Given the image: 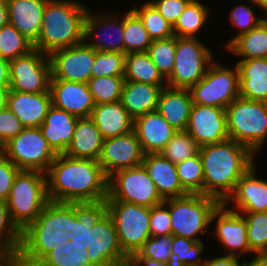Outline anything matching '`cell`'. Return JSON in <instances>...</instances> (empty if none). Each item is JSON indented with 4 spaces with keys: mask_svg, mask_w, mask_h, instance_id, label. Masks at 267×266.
Returning a JSON list of instances; mask_svg holds the SVG:
<instances>
[{
    "mask_svg": "<svg viewBox=\"0 0 267 266\" xmlns=\"http://www.w3.org/2000/svg\"><path fill=\"white\" fill-rule=\"evenodd\" d=\"M49 201L59 203L106 200L108 177L98 160L57 154L46 172Z\"/></svg>",
    "mask_w": 267,
    "mask_h": 266,
    "instance_id": "1",
    "label": "cell"
},
{
    "mask_svg": "<svg viewBox=\"0 0 267 266\" xmlns=\"http://www.w3.org/2000/svg\"><path fill=\"white\" fill-rule=\"evenodd\" d=\"M203 167V195L224 203L240 178L254 166V153L233 139L199 147Z\"/></svg>",
    "mask_w": 267,
    "mask_h": 266,
    "instance_id": "2",
    "label": "cell"
},
{
    "mask_svg": "<svg viewBox=\"0 0 267 266\" xmlns=\"http://www.w3.org/2000/svg\"><path fill=\"white\" fill-rule=\"evenodd\" d=\"M74 227V202L49 201L38 217L21 232L16 266H35L48 252L68 241Z\"/></svg>",
    "mask_w": 267,
    "mask_h": 266,
    "instance_id": "3",
    "label": "cell"
},
{
    "mask_svg": "<svg viewBox=\"0 0 267 266\" xmlns=\"http://www.w3.org/2000/svg\"><path fill=\"white\" fill-rule=\"evenodd\" d=\"M88 7L72 0H48L34 49L45 54L83 42V23Z\"/></svg>",
    "mask_w": 267,
    "mask_h": 266,
    "instance_id": "4",
    "label": "cell"
},
{
    "mask_svg": "<svg viewBox=\"0 0 267 266\" xmlns=\"http://www.w3.org/2000/svg\"><path fill=\"white\" fill-rule=\"evenodd\" d=\"M6 202L12 222L22 232L49 202L46 173L20 170Z\"/></svg>",
    "mask_w": 267,
    "mask_h": 266,
    "instance_id": "5",
    "label": "cell"
},
{
    "mask_svg": "<svg viewBox=\"0 0 267 266\" xmlns=\"http://www.w3.org/2000/svg\"><path fill=\"white\" fill-rule=\"evenodd\" d=\"M225 112L229 138L256 154L267 138V102L238 97Z\"/></svg>",
    "mask_w": 267,
    "mask_h": 266,
    "instance_id": "6",
    "label": "cell"
},
{
    "mask_svg": "<svg viewBox=\"0 0 267 266\" xmlns=\"http://www.w3.org/2000/svg\"><path fill=\"white\" fill-rule=\"evenodd\" d=\"M163 203L169 207L172 235L197 242L202 240L196 235L207 232L211 215L220 204L216 198L202 194L169 198Z\"/></svg>",
    "mask_w": 267,
    "mask_h": 266,
    "instance_id": "7",
    "label": "cell"
},
{
    "mask_svg": "<svg viewBox=\"0 0 267 266\" xmlns=\"http://www.w3.org/2000/svg\"><path fill=\"white\" fill-rule=\"evenodd\" d=\"M107 213L114 221L123 254L130 259L150 234L151 207L122 201H106Z\"/></svg>",
    "mask_w": 267,
    "mask_h": 266,
    "instance_id": "8",
    "label": "cell"
},
{
    "mask_svg": "<svg viewBox=\"0 0 267 266\" xmlns=\"http://www.w3.org/2000/svg\"><path fill=\"white\" fill-rule=\"evenodd\" d=\"M106 201H122L147 207L163 203L143 164L116 171L108 177Z\"/></svg>",
    "mask_w": 267,
    "mask_h": 266,
    "instance_id": "9",
    "label": "cell"
},
{
    "mask_svg": "<svg viewBox=\"0 0 267 266\" xmlns=\"http://www.w3.org/2000/svg\"><path fill=\"white\" fill-rule=\"evenodd\" d=\"M0 151L20 170L46 173L57 154L48 145L39 127L24 128Z\"/></svg>",
    "mask_w": 267,
    "mask_h": 266,
    "instance_id": "10",
    "label": "cell"
},
{
    "mask_svg": "<svg viewBox=\"0 0 267 266\" xmlns=\"http://www.w3.org/2000/svg\"><path fill=\"white\" fill-rule=\"evenodd\" d=\"M212 54L196 37H177L174 68L167 86L190 89L203 78L212 63Z\"/></svg>",
    "mask_w": 267,
    "mask_h": 266,
    "instance_id": "11",
    "label": "cell"
},
{
    "mask_svg": "<svg viewBox=\"0 0 267 266\" xmlns=\"http://www.w3.org/2000/svg\"><path fill=\"white\" fill-rule=\"evenodd\" d=\"M213 61L205 75L189 90L193 104L226 108L239 97V69L226 68Z\"/></svg>",
    "mask_w": 267,
    "mask_h": 266,
    "instance_id": "12",
    "label": "cell"
},
{
    "mask_svg": "<svg viewBox=\"0 0 267 266\" xmlns=\"http://www.w3.org/2000/svg\"><path fill=\"white\" fill-rule=\"evenodd\" d=\"M46 57V59H45ZM9 90L27 93L50 92L52 78L49 55L37 49L9 61Z\"/></svg>",
    "mask_w": 267,
    "mask_h": 266,
    "instance_id": "13",
    "label": "cell"
},
{
    "mask_svg": "<svg viewBox=\"0 0 267 266\" xmlns=\"http://www.w3.org/2000/svg\"><path fill=\"white\" fill-rule=\"evenodd\" d=\"M88 258L93 266H128L129 259L120 247L115 224L106 213L92 228L88 227Z\"/></svg>",
    "mask_w": 267,
    "mask_h": 266,
    "instance_id": "14",
    "label": "cell"
},
{
    "mask_svg": "<svg viewBox=\"0 0 267 266\" xmlns=\"http://www.w3.org/2000/svg\"><path fill=\"white\" fill-rule=\"evenodd\" d=\"M51 79L88 83L95 60V50L84 42L49 54Z\"/></svg>",
    "mask_w": 267,
    "mask_h": 266,
    "instance_id": "15",
    "label": "cell"
},
{
    "mask_svg": "<svg viewBox=\"0 0 267 266\" xmlns=\"http://www.w3.org/2000/svg\"><path fill=\"white\" fill-rule=\"evenodd\" d=\"M145 153L134 130L127 134L105 139L98 159L105 175L141 165Z\"/></svg>",
    "mask_w": 267,
    "mask_h": 266,
    "instance_id": "16",
    "label": "cell"
},
{
    "mask_svg": "<svg viewBox=\"0 0 267 266\" xmlns=\"http://www.w3.org/2000/svg\"><path fill=\"white\" fill-rule=\"evenodd\" d=\"M199 146L229 138L224 108L193 104L185 130Z\"/></svg>",
    "mask_w": 267,
    "mask_h": 266,
    "instance_id": "17",
    "label": "cell"
},
{
    "mask_svg": "<svg viewBox=\"0 0 267 266\" xmlns=\"http://www.w3.org/2000/svg\"><path fill=\"white\" fill-rule=\"evenodd\" d=\"M52 105L78 118L90 117L95 103L88 83L51 79Z\"/></svg>",
    "mask_w": 267,
    "mask_h": 266,
    "instance_id": "18",
    "label": "cell"
},
{
    "mask_svg": "<svg viewBox=\"0 0 267 266\" xmlns=\"http://www.w3.org/2000/svg\"><path fill=\"white\" fill-rule=\"evenodd\" d=\"M224 203H220L218 207L213 211L210 219V223L216 218V236L221 244L228 248L229 255L240 256L242 252L250 253V247L247 241V223L244 216L232 209H226ZM234 251H240L236 254Z\"/></svg>",
    "mask_w": 267,
    "mask_h": 266,
    "instance_id": "19",
    "label": "cell"
},
{
    "mask_svg": "<svg viewBox=\"0 0 267 266\" xmlns=\"http://www.w3.org/2000/svg\"><path fill=\"white\" fill-rule=\"evenodd\" d=\"M133 130L145 154H159L178 132L157 110L135 118Z\"/></svg>",
    "mask_w": 267,
    "mask_h": 266,
    "instance_id": "20",
    "label": "cell"
},
{
    "mask_svg": "<svg viewBox=\"0 0 267 266\" xmlns=\"http://www.w3.org/2000/svg\"><path fill=\"white\" fill-rule=\"evenodd\" d=\"M52 106L50 92L27 93L9 90L7 107L25 128L40 127Z\"/></svg>",
    "mask_w": 267,
    "mask_h": 266,
    "instance_id": "21",
    "label": "cell"
},
{
    "mask_svg": "<svg viewBox=\"0 0 267 266\" xmlns=\"http://www.w3.org/2000/svg\"><path fill=\"white\" fill-rule=\"evenodd\" d=\"M118 15L114 16L113 18L111 16H105V14H97V15H93L90 13V11L88 10L86 12L85 18H84V23H83V42L92 47L95 51H113V52H121L123 54H125V45H124V41H123V32H124V17H117ZM117 19H121V20H117ZM118 21V22H117ZM117 23V24H116ZM101 25V26H99ZM102 28L105 29V27L109 30L115 31L116 30V36L115 38L110 36V41L106 40V34L108 31H105V35L102 33L96 35V30L97 28ZM100 29V30H102ZM109 33V32H108ZM115 33V32H113ZM95 35L97 37V39L95 40ZM113 35V34H112ZM94 36V43L92 41V43H89L90 37L92 38ZM108 39V38H107ZM85 41H88L87 43Z\"/></svg>",
    "mask_w": 267,
    "mask_h": 266,
    "instance_id": "22",
    "label": "cell"
},
{
    "mask_svg": "<svg viewBox=\"0 0 267 266\" xmlns=\"http://www.w3.org/2000/svg\"><path fill=\"white\" fill-rule=\"evenodd\" d=\"M254 168L255 165L240 178L234 192L224 202L228 205L235 201L237 209L233 211L267 212V182L256 178Z\"/></svg>",
    "mask_w": 267,
    "mask_h": 266,
    "instance_id": "23",
    "label": "cell"
},
{
    "mask_svg": "<svg viewBox=\"0 0 267 266\" xmlns=\"http://www.w3.org/2000/svg\"><path fill=\"white\" fill-rule=\"evenodd\" d=\"M163 200L189 194L177 174L175 163L161 154H145L142 162Z\"/></svg>",
    "mask_w": 267,
    "mask_h": 266,
    "instance_id": "24",
    "label": "cell"
},
{
    "mask_svg": "<svg viewBox=\"0 0 267 266\" xmlns=\"http://www.w3.org/2000/svg\"><path fill=\"white\" fill-rule=\"evenodd\" d=\"M78 117L53 105L40 125L43 137L56 154H64L70 145Z\"/></svg>",
    "mask_w": 267,
    "mask_h": 266,
    "instance_id": "25",
    "label": "cell"
},
{
    "mask_svg": "<svg viewBox=\"0 0 267 266\" xmlns=\"http://www.w3.org/2000/svg\"><path fill=\"white\" fill-rule=\"evenodd\" d=\"M48 0H7L9 23L35 43L42 27L43 11Z\"/></svg>",
    "mask_w": 267,
    "mask_h": 266,
    "instance_id": "26",
    "label": "cell"
},
{
    "mask_svg": "<svg viewBox=\"0 0 267 266\" xmlns=\"http://www.w3.org/2000/svg\"><path fill=\"white\" fill-rule=\"evenodd\" d=\"M193 105L189 89L165 86L159 96L157 111L177 131H185Z\"/></svg>",
    "mask_w": 267,
    "mask_h": 266,
    "instance_id": "27",
    "label": "cell"
},
{
    "mask_svg": "<svg viewBox=\"0 0 267 266\" xmlns=\"http://www.w3.org/2000/svg\"><path fill=\"white\" fill-rule=\"evenodd\" d=\"M103 139L124 135L133 130L134 119L119 101L95 105L90 115Z\"/></svg>",
    "mask_w": 267,
    "mask_h": 266,
    "instance_id": "28",
    "label": "cell"
},
{
    "mask_svg": "<svg viewBox=\"0 0 267 266\" xmlns=\"http://www.w3.org/2000/svg\"><path fill=\"white\" fill-rule=\"evenodd\" d=\"M239 97L267 102V57L240 60Z\"/></svg>",
    "mask_w": 267,
    "mask_h": 266,
    "instance_id": "29",
    "label": "cell"
},
{
    "mask_svg": "<svg viewBox=\"0 0 267 266\" xmlns=\"http://www.w3.org/2000/svg\"><path fill=\"white\" fill-rule=\"evenodd\" d=\"M167 85H152L125 80L120 102L133 118L157 109L162 89Z\"/></svg>",
    "mask_w": 267,
    "mask_h": 266,
    "instance_id": "30",
    "label": "cell"
},
{
    "mask_svg": "<svg viewBox=\"0 0 267 266\" xmlns=\"http://www.w3.org/2000/svg\"><path fill=\"white\" fill-rule=\"evenodd\" d=\"M103 137L90 117L78 118L74 135L64 155L72 158L98 160Z\"/></svg>",
    "mask_w": 267,
    "mask_h": 266,
    "instance_id": "31",
    "label": "cell"
},
{
    "mask_svg": "<svg viewBox=\"0 0 267 266\" xmlns=\"http://www.w3.org/2000/svg\"><path fill=\"white\" fill-rule=\"evenodd\" d=\"M106 213V200L74 202V227L68 239L88 249V227L92 228Z\"/></svg>",
    "mask_w": 267,
    "mask_h": 266,
    "instance_id": "32",
    "label": "cell"
},
{
    "mask_svg": "<svg viewBox=\"0 0 267 266\" xmlns=\"http://www.w3.org/2000/svg\"><path fill=\"white\" fill-rule=\"evenodd\" d=\"M242 60L267 57V17L257 27L238 36L228 47Z\"/></svg>",
    "mask_w": 267,
    "mask_h": 266,
    "instance_id": "33",
    "label": "cell"
},
{
    "mask_svg": "<svg viewBox=\"0 0 267 266\" xmlns=\"http://www.w3.org/2000/svg\"><path fill=\"white\" fill-rule=\"evenodd\" d=\"M125 80L152 84L167 85V81L152 62L147 52L130 53L125 56Z\"/></svg>",
    "mask_w": 267,
    "mask_h": 266,
    "instance_id": "34",
    "label": "cell"
},
{
    "mask_svg": "<svg viewBox=\"0 0 267 266\" xmlns=\"http://www.w3.org/2000/svg\"><path fill=\"white\" fill-rule=\"evenodd\" d=\"M35 266H93L84 245L66 241L48 252Z\"/></svg>",
    "mask_w": 267,
    "mask_h": 266,
    "instance_id": "35",
    "label": "cell"
},
{
    "mask_svg": "<svg viewBox=\"0 0 267 266\" xmlns=\"http://www.w3.org/2000/svg\"><path fill=\"white\" fill-rule=\"evenodd\" d=\"M208 11L207 6L198 0H191L173 25L174 35L177 37H196L198 31L207 21Z\"/></svg>",
    "mask_w": 267,
    "mask_h": 266,
    "instance_id": "36",
    "label": "cell"
},
{
    "mask_svg": "<svg viewBox=\"0 0 267 266\" xmlns=\"http://www.w3.org/2000/svg\"><path fill=\"white\" fill-rule=\"evenodd\" d=\"M124 15L123 41L125 54L146 52L153 40L142 20L132 9Z\"/></svg>",
    "mask_w": 267,
    "mask_h": 266,
    "instance_id": "37",
    "label": "cell"
},
{
    "mask_svg": "<svg viewBox=\"0 0 267 266\" xmlns=\"http://www.w3.org/2000/svg\"><path fill=\"white\" fill-rule=\"evenodd\" d=\"M34 50V43L22 35L12 24L0 28V57L12 60Z\"/></svg>",
    "mask_w": 267,
    "mask_h": 266,
    "instance_id": "38",
    "label": "cell"
},
{
    "mask_svg": "<svg viewBox=\"0 0 267 266\" xmlns=\"http://www.w3.org/2000/svg\"><path fill=\"white\" fill-rule=\"evenodd\" d=\"M142 20L152 40L166 39L174 36L173 25L170 24L149 1L141 8L132 9Z\"/></svg>",
    "mask_w": 267,
    "mask_h": 266,
    "instance_id": "39",
    "label": "cell"
},
{
    "mask_svg": "<svg viewBox=\"0 0 267 266\" xmlns=\"http://www.w3.org/2000/svg\"><path fill=\"white\" fill-rule=\"evenodd\" d=\"M247 223L250 251L257 256L267 252V212H240Z\"/></svg>",
    "mask_w": 267,
    "mask_h": 266,
    "instance_id": "40",
    "label": "cell"
},
{
    "mask_svg": "<svg viewBox=\"0 0 267 266\" xmlns=\"http://www.w3.org/2000/svg\"><path fill=\"white\" fill-rule=\"evenodd\" d=\"M124 82V76L91 77L88 86L95 105L119 101Z\"/></svg>",
    "mask_w": 267,
    "mask_h": 266,
    "instance_id": "41",
    "label": "cell"
},
{
    "mask_svg": "<svg viewBox=\"0 0 267 266\" xmlns=\"http://www.w3.org/2000/svg\"><path fill=\"white\" fill-rule=\"evenodd\" d=\"M203 242L173 235L171 257L173 266H200L202 264L201 253Z\"/></svg>",
    "mask_w": 267,
    "mask_h": 266,
    "instance_id": "42",
    "label": "cell"
},
{
    "mask_svg": "<svg viewBox=\"0 0 267 266\" xmlns=\"http://www.w3.org/2000/svg\"><path fill=\"white\" fill-rule=\"evenodd\" d=\"M176 51V36L166 39L153 40L147 53L162 76L167 79L174 68Z\"/></svg>",
    "mask_w": 267,
    "mask_h": 266,
    "instance_id": "43",
    "label": "cell"
},
{
    "mask_svg": "<svg viewBox=\"0 0 267 266\" xmlns=\"http://www.w3.org/2000/svg\"><path fill=\"white\" fill-rule=\"evenodd\" d=\"M175 165L182 187L189 194L203 195V167L200 154Z\"/></svg>",
    "mask_w": 267,
    "mask_h": 266,
    "instance_id": "44",
    "label": "cell"
},
{
    "mask_svg": "<svg viewBox=\"0 0 267 266\" xmlns=\"http://www.w3.org/2000/svg\"><path fill=\"white\" fill-rule=\"evenodd\" d=\"M199 145L186 131H178L159 153L172 163L178 164L199 153Z\"/></svg>",
    "mask_w": 267,
    "mask_h": 266,
    "instance_id": "45",
    "label": "cell"
},
{
    "mask_svg": "<svg viewBox=\"0 0 267 266\" xmlns=\"http://www.w3.org/2000/svg\"><path fill=\"white\" fill-rule=\"evenodd\" d=\"M0 246L12 257L21 246V231L12 222L6 201L0 200Z\"/></svg>",
    "mask_w": 267,
    "mask_h": 266,
    "instance_id": "46",
    "label": "cell"
},
{
    "mask_svg": "<svg viewBox=\"0 0 267 266\" xmlns=\"http://www.w3.org/2000/svg\"><path fill=\"white\" fill-rule=\"evenodd\" d=\"M125 56L121 52L95 51L91 77L124 76Z\"/></svg>",
    "mask_w": 267,
    "mask_h": 266,
    "instance_id": "47",
    "label": "cell"
},
{
    "mask_svg": "<svg viewBox=\"0 0 267 266\" xmlns=\"http://www.w3.org/2000/svg\"><path fill=\"white\" fill-rule=\"evenodd\" d=\"M173 235L149 237L141 249L132 257H149L156 261L172 264L171 246Z\"/></svg>",
    "mask_w": 267,
    "mask_h": 266,
    "instance_id": "48",
    "label": "cell"
},
{
    "mask_svg": "<svg viewBox=\"0 0 267 266\" xmlns=\"http://www.w3.org/2000/svg\"><path fill=\"white\" fill-rule=\"evenodd\" d=\"M265 18H257L253 13V10L246 5H238L231 10L230 20L232 25L239 27V33L235 37L230 39L226 48L240 35L249 32L253 28L257 27Z\"/></svg>",
    "mask_w": 267,
    "mask_h": 266,
    "instance_id": "49",
    "label": "cell"
},
{
    "mask_svg": "<svg viewBox=\"0 0 267 266\" xmlns=\"http://www.w3.org/2000/svg\"><path fill=\"white\" fill-rule=\"evenodd\" d=\"M149 228L151 237L172 234L169 208L164 203L151 207Z\"/></svg>",
    "mask_w": 267,
    "mask_h": 266,
    "instance_id": "50",
    "label": "cell"
},
{
    "mask_svg": "<svg viewBox=\"0 0 267 266\" xmlns=\"http://www.w3.org/2000/svg\"><path fill=\"white\" fill-rule=\"evenodd\" d=\"M24 128L21 121L8 107L0 109V148Z\"/></svg>",
    "mask_w": 267,
    "mask_h": 266,
    "instance_id": "51",
    "label": "cell"
},
{
    "mask_svg": "<svg viewBox=\"0 0 267 266\" xmlns=\"http://www.w3.org/2000/svg\"><path fill=\"white\" fill-rule=\"evenodd\" d=\"M20 169L0 151V200L7 201Z\"/></svg>",
    "mask_w": 267,
    "mask_h": 266,
    "instance_id": "52",
    "label": "cell"
},
{
    "mask_svg": "<svg viewBox=\"0 0 267 266\" xmlns=\"http://www.w3.org/2000/svg\"><path fill=\"white\" fill-rule=\"evenodd\" d=\"M191 0H154L150 1L159 13L174 25Z\"/></svg>",
    "mask_w": 267,
    "mask_h": 266,
    "instance_id": "53",
    "label": "cell"
},
{
    "mask_svg": "<svg viewBox=\"0 0 267 266\" xmlns=\"http://www.w3.org/2000/svg\"><path fill=\"white\" fill-rule=\"evenodd\" d=\"M200 266H242L237 255H225L203 262Z\"/></svg>",
    "mask_w": 267,
    "mask_h": 266,
    "instance_id": "54",
    "label": "cell"
},
{
    "mask_svg": "<svg viewBox=\"0 0 267 266\" xmlns=\"http://www.w3.org/2000/svg\"><path fill=\"white\" fill-rule=\"evenodd\" d=\"M128 266H173L171 263L156 261L149 257H131Z\"/></svg>",
    "mask_w": 267,
    "mask_h": 266,
    "instance_id": "55",
    "label": "cell"
},
{
    "mask_svg": "<svg viewBox=\"0 0 267 266\" xmlns=\"http://www.w3.org/2000/svg\"><path fill=\"white\" fill-rule=\"evenodd\" d=\"M0 87H10L9 60L0 57Z\"/></svg>",
    "mask_w": 267,
    "mask_h": 266,
    "instance_id": "56",
    "label": "cell"
},
{
    "mask_svg": "<svg viewBox=\"0 0 267 266\" xmlns=\"http://www.w3.org/2000/svg\"><path fill=\"white\" fill-rule=\"evenodd\" d=\"M9 23L7 0H0V28Z\"/></svg>",
    "mask_w": 267,
    "mask_h": 266,
    "instance_id": "57",
    "label": "cell"
},
{
    "mask_svg": "<svg viewBox=\"0 0 267 266\" xmlns=\"http://www.w3.org/2000/svg\"><path fill=\"white\" fill-rule=\"evenodd\" d=\"M242 266H267V258L264 255L255 256L250 262H243Z\"/></svg>",
    "mask_w": 267,
    "mask_h": 266,
    "instance_id": "58",
    "label": "cell"
},
{
    "mask_svg": "<svg viewBox=\"0 0 267 266\" xmlns=\"http://www.w3.org/2000/svg\"><path fill=\"white\" fill-rule=\"evenodd\" d=\"M9 87H0V109L7 107Z\"/></svg>",
    "mask_w": 267,
    "mask_h": 266,
    "instance_id": "59",
    "label": "cell"
},
{
    "mask_svg": "<svg viewBox=\"0 0 267 266\" xmlns=\"http://www.w3.org/2000/svg\"><path fill=\"white\" fill-rule=\"evenodd\" d=\"M253 5H257L261 10L267 12V0H250Z\"/></svg>",
    "mask_w": 267,
    "mask_h": 266,
    "instance_id": "60",
    "label": "cell"
},
{
    "mask_svg": "<svg viewBox=\"0 0 267 266\" xmlns=\"http://www.w3.org/2000/svg\"><path fill=\"white\" fill-rule=\"evenodd\" d=\"M0 259H13V258L0 246Z\"/></svg>",
    "mask_w": 267,
    "mask_h": 266,
    "instance_id": "61",
    "label": "cell"
},
{
    "mask_svg": "<svg viewBox=\"0 0 267 266\" xmlns=\"http://www.w3.org/2000/svg\"><path fill=\"white\" fill-rule=\"evenodd\" d=\"M13 259H0V266H11Z\"/></svg>",
    "mask_w": 267,
    "mask_h": 266,
    "instance_id": "62",
    "label": "cell"
}]
</instances>
